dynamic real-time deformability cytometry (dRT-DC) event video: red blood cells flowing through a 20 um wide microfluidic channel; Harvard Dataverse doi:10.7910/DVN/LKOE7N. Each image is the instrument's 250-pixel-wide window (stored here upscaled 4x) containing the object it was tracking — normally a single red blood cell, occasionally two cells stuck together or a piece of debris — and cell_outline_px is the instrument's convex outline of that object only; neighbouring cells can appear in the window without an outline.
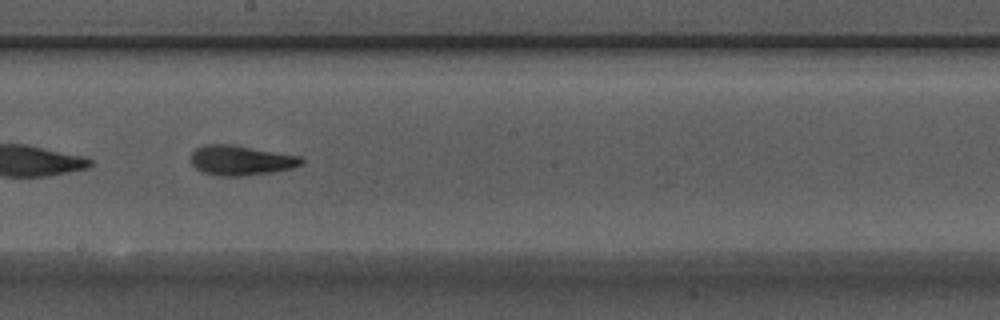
{"species": "Egyptian fruit bat (a non-hibernating species)", "species_latin": "Rousettus aegyptiacus", "temperature_condition": "warm", "stored_images_in_passage": 33, "camera_frame_rate_fps": 3000, "um_per_image_px": 0.085, "animal": {"sex": "male"}, "frame": {"image": 1, "passage_image": 15, "time_ms": 4.667, "image_size_px": [1000, 320], "cell_outline_px": [[304, 160], [300, 164], [292, 168], [272, 172], [240, 176], [220, 176], [204, 172], [196, 168], [192, 164], [192, 152], [196, 148], [204, 144], [232, 144], [300, 156]], "centroid_in_image_um": [20.46, 13.62], "position_along_channel_um": 227.7, "area_um2": 19.07}}